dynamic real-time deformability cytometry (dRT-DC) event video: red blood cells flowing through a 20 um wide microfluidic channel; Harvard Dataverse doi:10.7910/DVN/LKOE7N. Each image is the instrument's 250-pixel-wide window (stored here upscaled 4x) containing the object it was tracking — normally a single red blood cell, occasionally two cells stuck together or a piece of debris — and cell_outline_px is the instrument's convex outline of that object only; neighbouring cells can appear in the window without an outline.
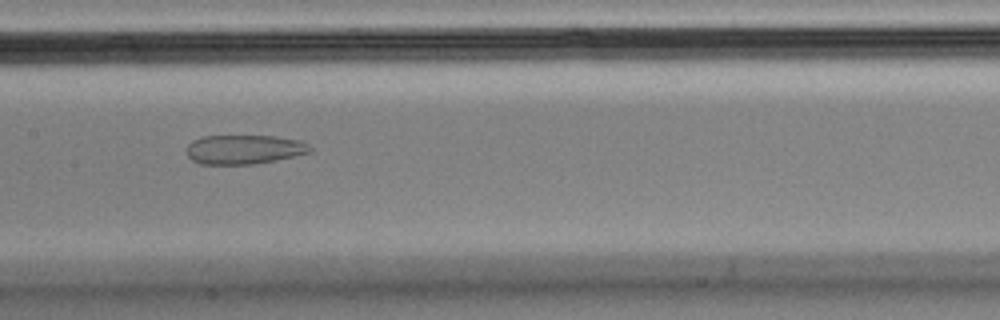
{"species": "Egyptian fruit bat (a non-hibernating species)", "species_latin": "Rousettus aegyptiacus", "temperature_condition": "cold", "stored_images_in_passage": 45, "camera_frame_rate_fps": 3000, "um_per_image_px": 0.085, "animal": {"sex": "male"}, "frame": {"image": 1, "passage_image": 20, "time_ms": 6.333, "image_size_px": [1000, 320], "cell_outline_px": [[312, 152], [296, 156], [276, 160], [252, 164], [200, 164], [192, 160], [188, 156], [188, 144], [192, 140], [204, 136], [276, 136], [300, 140], [308, 144], [312, 148]], "centroid_in_image_um": [20.78, 12.7], "position_along_channel_um": 186.6, "area_um2": 21.1}}